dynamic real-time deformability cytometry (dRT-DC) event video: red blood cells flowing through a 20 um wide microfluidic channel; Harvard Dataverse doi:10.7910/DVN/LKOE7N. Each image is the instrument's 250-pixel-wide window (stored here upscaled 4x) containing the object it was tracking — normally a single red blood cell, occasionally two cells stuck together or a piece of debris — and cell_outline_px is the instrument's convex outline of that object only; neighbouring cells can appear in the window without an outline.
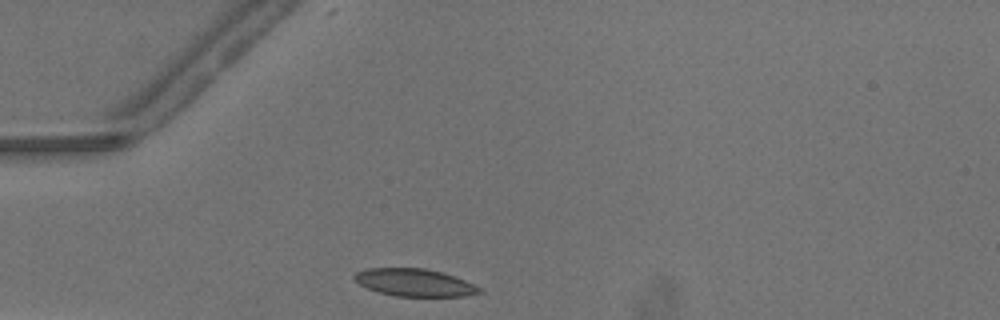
{"species": "common noctule bat (a hibernating species)", "species_latin": "Nyctalus noctula", "temperature_condition": "warm", "stored_images_in_passage": 25, "camera_frame_rate_fps": 3000, "um_per_image_px": 0.085, "animal": {"sex": "male", "body_mass_g": 13.3}, "frame": {"image": 1, "passage_image": 1, "time_ms": 0.0, "image_size_px": [1000, 320], "cell_outline_px": [[484, 292], [464, 296], [396, 296], [380, 292], [368, 288], [352, 280], [352, 276], [356, 272], [368, 268], [424, 268], [440, 272], [464, 280], [484, 288]], "centroid_in_image_um": [35.24, 24.02], "position_along_channel_um": 49.8, "area_um2": 20.0}}
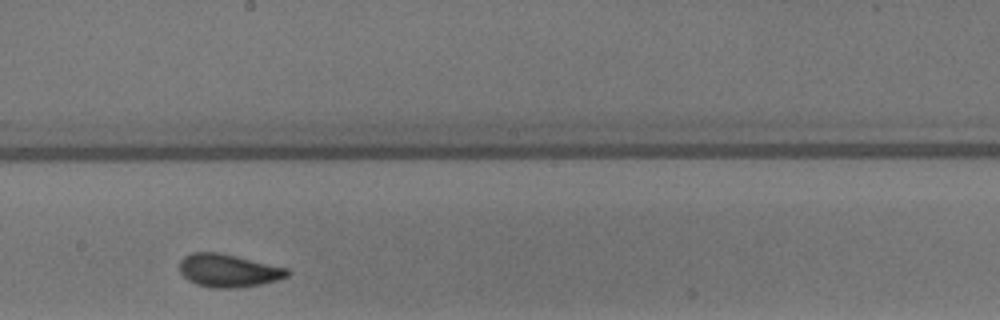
{"frame": {"image": 2, "passage_image": 15, "time_ms": 4.667, "image_size_px": [1000, 320], "cell_outline_px": [[292, 272], [288, 276], [276, 280], [260, 284], [236, 288], [212, 288], [196, 284], [188, 280], [180, 272], [180, 260], [184, 256], [192, 252], [220, 252], [288, 268]], "centroid_in_image_um": [19.41, 22.99], "position_along_channel_um": 228.8, "area_um2": 20.81}}
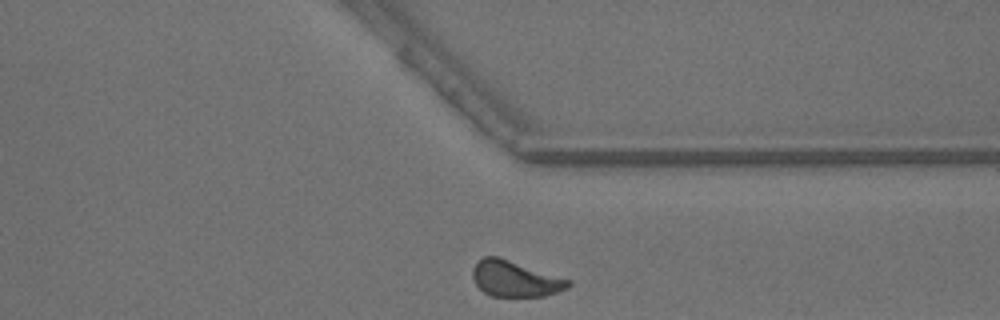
{"frame": {"image": 3, "passage_image": 25, "time_ms": 8.0, "image_size_px": [1000, 320], "cell_outline_px": [[572, 284], [568, 288], [544, 296], [492, 296], [484, 292], [476, 284], [472, 276], [472, 268], [484, 256], [500, 256], [572, 280]], "centroid_in_image_um": [43.81, 23.68], "position_along_channel_um": 367.6, "area_um2": 20.11}, "authors_computed_cell_mechanics": {"area_um2": 20.1144, "velocity_mm_per_s": 4.1842, "shape_relaxation_time_tau1_ms": 4.5254, "shape_relaxation_time_tau2_ms": 1.028, "deformation_change_tau1": 0.1402, "deformation_change_tau2": 0.0574}}